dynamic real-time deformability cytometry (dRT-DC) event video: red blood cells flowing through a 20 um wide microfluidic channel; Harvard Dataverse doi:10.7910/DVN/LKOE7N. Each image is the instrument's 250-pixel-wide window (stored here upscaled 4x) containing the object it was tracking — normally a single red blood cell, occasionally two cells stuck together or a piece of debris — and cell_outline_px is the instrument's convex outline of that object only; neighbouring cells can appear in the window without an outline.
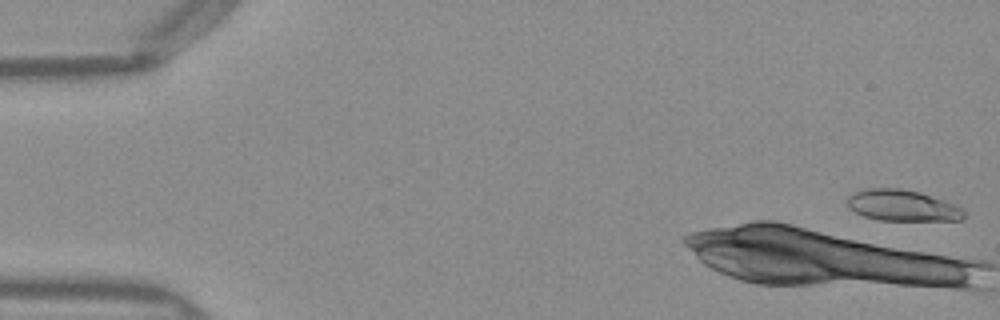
{"species": "Egyptian fruit bat (a non-hibernating species)", "species_latin": "Rousettus aegyptiacus", "temperature_condition": "warm", "stored_images_in_passage": 11, "camera_frame_rate_fps": 3000, "um_per_image_px": 0.085, "frame": {"image": 1, "passage_image": 1, "time_ms": 0.0, "image_size_px": [1000, 320], "cell_outline_px": [[964, 216], [960, 220], [880, 220], [864, 216], [848, 208], [848, 196], [864, 188], [900, 188], [920, 192], [956, 204], [964, 208]], "centroid_in_image_um": [76.71, 17.46], "position_along_channel_um": 8.3, "area_um2": 21.21}}